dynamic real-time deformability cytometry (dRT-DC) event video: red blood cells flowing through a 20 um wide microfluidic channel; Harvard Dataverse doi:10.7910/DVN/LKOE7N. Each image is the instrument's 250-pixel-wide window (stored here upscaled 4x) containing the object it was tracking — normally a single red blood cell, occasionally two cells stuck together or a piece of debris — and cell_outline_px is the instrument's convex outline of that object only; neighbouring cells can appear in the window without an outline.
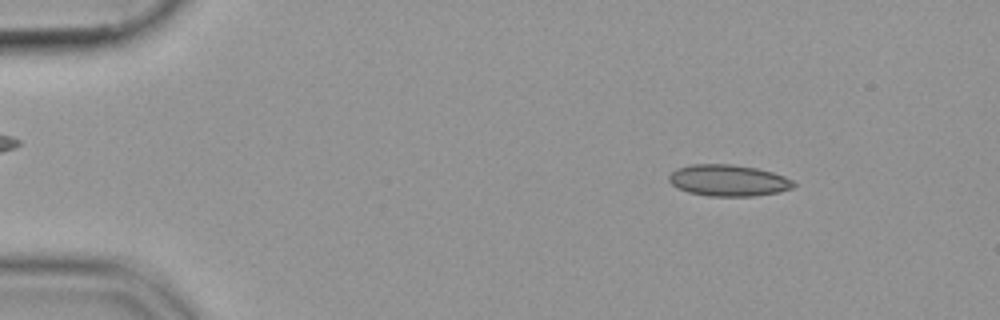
{"species": "common noctule bat (a hibernating species)", "species_latin": "Nyctalus noctula", "temperature_condition": "cold", "stored_images_in_passage": 50, "camera_frame_rate_fps": 3000, "um_per_image_px": 0.085, "animal": {"sex": "female", "body_mass_g": 19.9}, "frame": {"image": 1, "passage_image": 4, "time_ms": 1.0, "image_size_px": [1000, 320], "cell_outline_px": [[796, 184], [792, 188], [776, 192], [752, 196], [708, 196], [688, 192], [672, 184], [668, 180], [668, 176], [676, 168], [692, 164], [732, 164], [756, 168], [772, 172], [784, 176], [792, 180]], "centroid_in_image_um": [61.89, 15.33], "position_along_channel_um": 23.1, "area_um2": 22.72}}
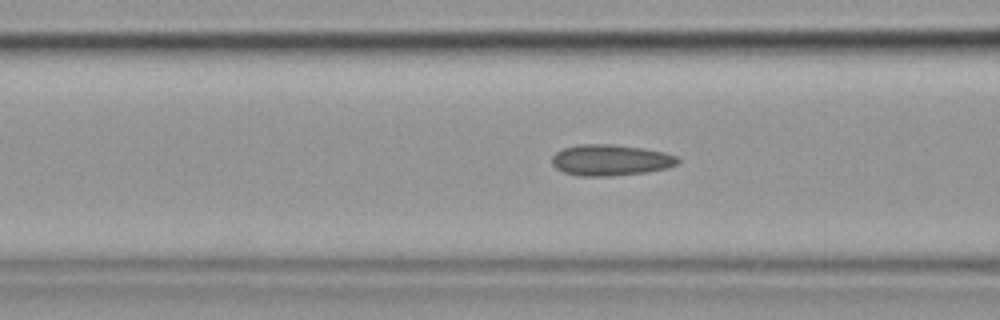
{"frame": {"image": 2, "passage_image": 18, "time_ms": 5.667, "image_size_px": [1000, 320], "cell_outline_px": [[680, 160], [676, 164], [668, 168], [644, 172], [612, 176], [580, 176], [564, 172], [556, 168], [552, 164], [552, 156], [556, 152], [564, 148], [580, 144], [612, 144], [644, 148], [664, 152], [676, 156]], "centroid_in_image_um": [51.89, 13.6], "position_along_channel_um": 114.7, "area_um2": 22.77}}
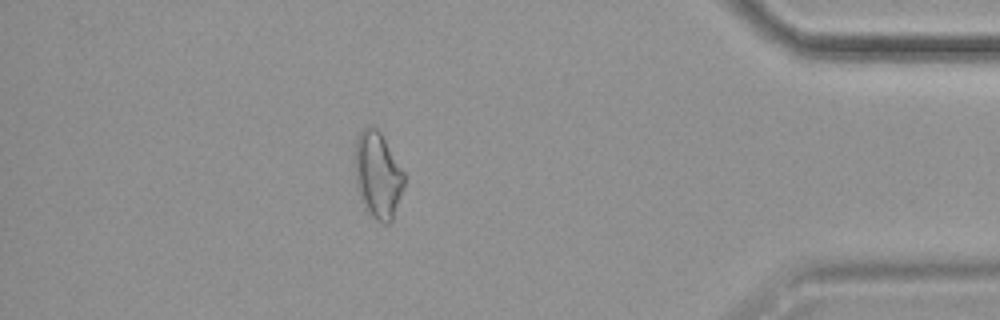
{"frame": {"image": 3, "passage_image": 44, "time_ms": 14.333, "image_size_px": [1000, 320], "cell_outline_px": [[404, 188], [392, 220], [388, 224], [384, 224], [368, 216], [364, 208], [356, 188], [352, 164], [356, 136], [368, 124], [376, 128], [380, 132], [404, 172]], "centroid_in_image_um": [32.05, 14.9], "position_along_channel_um": 403.1, "area_um2": 25.66}}